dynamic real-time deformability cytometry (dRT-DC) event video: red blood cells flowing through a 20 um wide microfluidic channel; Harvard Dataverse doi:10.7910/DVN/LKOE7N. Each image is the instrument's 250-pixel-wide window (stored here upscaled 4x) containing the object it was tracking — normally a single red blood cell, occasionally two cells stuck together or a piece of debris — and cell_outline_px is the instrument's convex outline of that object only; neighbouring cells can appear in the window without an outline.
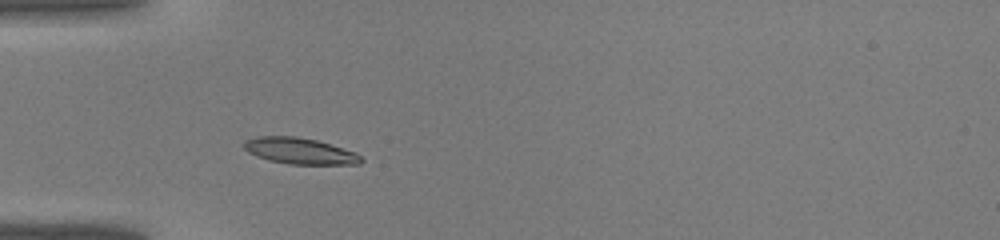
{"species": "common noctule bat (a hibernating species)", "species_latin": "Nyctalus noctula", "temperature_condition": "warm", "stored_images_in_passage": 30, "camera_frame_rate_fps": 3000, "um_per_image_px": 0.085, "animal": {"sex": "male", "body_mass_g": 19.0, "forearm_length_mm": 50.8}, "frame": {"image": 1, "passage_image": 1, "time_ms": 0.0, "image_size_px": [1000, 240], "cell_outline_px": [[364, 160], [360, 164], [288, 164], [268, 160], [256, 156], [248, 152], [244, 148], [244, 140], [256, 136], [296, 136], [316, 140], [356, 152]], "centroid_in_image_um": [25.46, 12.83], "position_along_channel_um": 59.5, "area_um2": 17.92}}
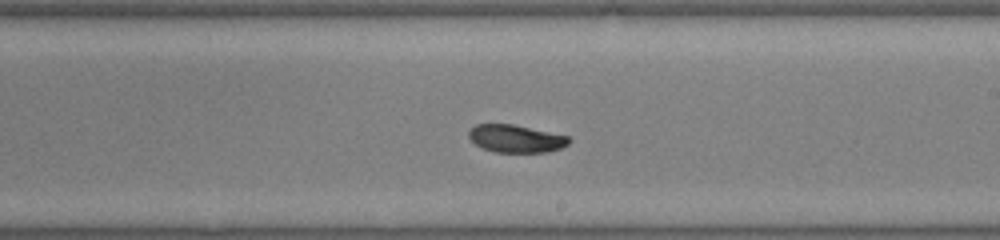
{"frame": {"image": 2, "passage_image": 13, "time_ms": 4.0, "image_size_px": [1000, 240], "cell_outline_px": [[572, 140], [568, 144], [560, 148], [548, 152], [496, 152], [484, 148], [476, 144], [468, 136], [468, 132], [476, 124], [512, 124], [568, 136]], "centroid_in_image_um": [43.86, 11.78], "position_along_channel_um": 245.1, "area_um2": 15.95}}
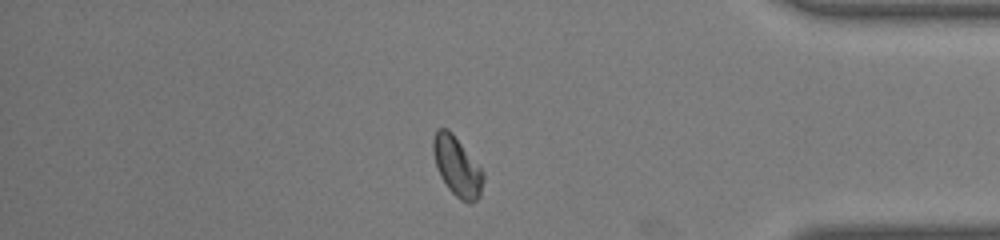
{"frame": {"image": 3, "passage_image": 24, "time_ms": 7.667, "image_size_px": [1000, 240], "cell_outline_px": [[484, 180], [480, 196], [472, 204], [468, 204], [460, 200], [448, 188], [440, 176], [432, 152], [432, 140], [436, 128], [448, 128], [452, 132], [484, 172]], "centroid_in_image_um": [38.85, 14.15], "position_along_channel_um": 396.4, "area_um2": 17.51}}